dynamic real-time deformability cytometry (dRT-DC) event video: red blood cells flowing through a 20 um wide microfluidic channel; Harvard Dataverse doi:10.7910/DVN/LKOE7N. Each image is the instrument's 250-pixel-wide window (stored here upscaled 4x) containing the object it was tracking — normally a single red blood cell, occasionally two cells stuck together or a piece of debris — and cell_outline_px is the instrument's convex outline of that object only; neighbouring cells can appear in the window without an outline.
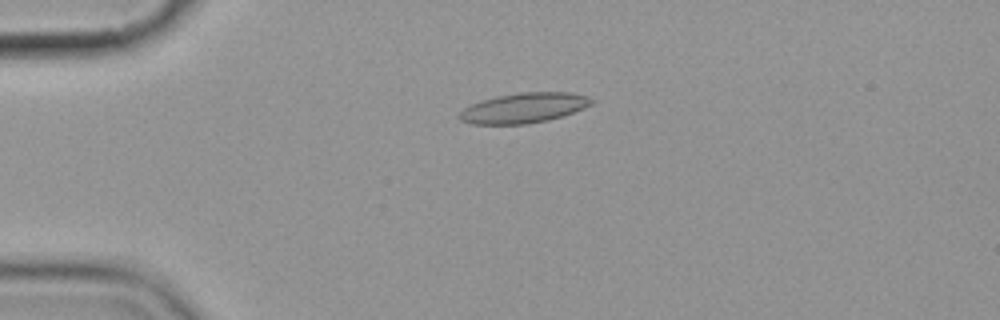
{"species": "common noctule bat (a hibernating species)", "species_latin": "Nyctalus noctula", "temperature_condition": "cold", "stored_images_in_passage": 5, "camera_frame_rate_fps": 3000, "um_per_image_px": 0.085, "animal": {"sex": "female", "body_mass_g": 19.9}, "frame": {"image": 1, "passage_image": 4, "time_ms": 4.333, "image_size_px": [1000, 320], "cell_outline_px": [[596, 100], [592, 104], [584, 108], [548, 120], [528, 124], [472, 124], [460, 120], [456, 116], [464, 108], [480, 100], [496, 96], [520, 92], [572, 92], [588, 96]], "centroid_in_image_um": [44.52, 9.16], "position_along_channel_um": 40.5, "area_um2": 23.29}}